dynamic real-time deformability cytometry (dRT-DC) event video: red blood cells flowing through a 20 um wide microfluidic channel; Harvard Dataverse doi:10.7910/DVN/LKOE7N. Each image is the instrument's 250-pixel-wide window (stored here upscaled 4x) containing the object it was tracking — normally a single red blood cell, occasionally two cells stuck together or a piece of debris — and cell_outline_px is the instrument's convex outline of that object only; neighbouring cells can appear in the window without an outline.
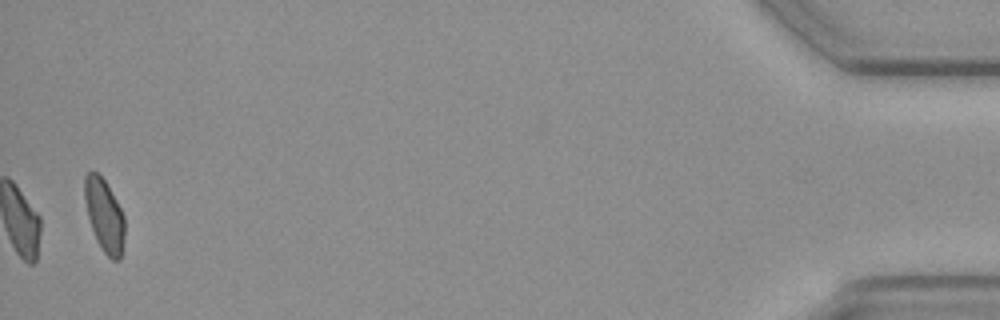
{"species": "common noctule bat (a hibernating species)", "species_latin": "Nyctalus noctula", "temperature_condition": "cold", "stored_images_in_passage": 41, "camera_frame_rate_fps": 3000, "um_per_image_px": 0.085, "animal": {"sex": "female", "body_mass_g": 19.3, "forearm_length_mm": 54.1}, "frame": {"image": 1, "passage_image": 41, "time_ms": 13.333, "image_size_px": [1000, 320], "cell_outline_px": [[124, 240], [120, 260], [112, 260], [100, 248], [96, 240], [88, 216], [84, 196], [84, 176], [88, 172], [96, 172], [104, 180], [116, 200], [124, 216]], "centroid_in_image_um": [8.87, 18.33], "position_along_channel_um": 426.3, "area_um2": 16.82}, "authors_computed_cell_mechanics": {"area_um2": 17.5712, "velocity_mm_per_s": 3.5784, "shape_relaxation_time_tau1_ms": null, "shape_relaxation_time_tau2_ms": 8.4759, "deformation_change_tau1": null, "deformation_change_tau2": 0.1563}}